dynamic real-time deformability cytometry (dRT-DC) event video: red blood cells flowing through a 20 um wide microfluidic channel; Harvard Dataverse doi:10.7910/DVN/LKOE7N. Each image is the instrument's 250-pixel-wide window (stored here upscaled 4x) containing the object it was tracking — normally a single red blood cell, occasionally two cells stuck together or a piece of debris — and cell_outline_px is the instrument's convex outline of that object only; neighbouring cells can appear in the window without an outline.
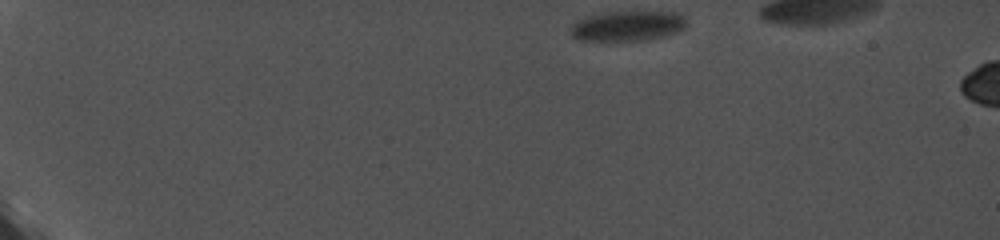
{"species": "common noctule bat (a hibernating species)", "species_latin": "Nyctalus noctula", "temperature_condition": "cold", "stored_images_in_passage": 8, "camera_frame_rate_fps": 5000, "um_per_image_px": 0.085, "animal": {"sex": "female", "body_mass_g": 19.0, "forearm_length_mm": 56.7}, "frame": {"image": 1, "passage_image": 1, "time_ms": 0.0, "image_size_px": [1000, 240], "cell_outline_px": [[688, 24], [684, 28], [676, 32], [664, 36], [644, 40], [580, 40], [572, 36], [572, 24], [576, 20], [588, 16], [604, 12], [680, 12], [684, 16]], "centroid_in_image_um": [53.38, 2.19], "position_along_channel_um": 31.6, "area_um2": 20.23}}